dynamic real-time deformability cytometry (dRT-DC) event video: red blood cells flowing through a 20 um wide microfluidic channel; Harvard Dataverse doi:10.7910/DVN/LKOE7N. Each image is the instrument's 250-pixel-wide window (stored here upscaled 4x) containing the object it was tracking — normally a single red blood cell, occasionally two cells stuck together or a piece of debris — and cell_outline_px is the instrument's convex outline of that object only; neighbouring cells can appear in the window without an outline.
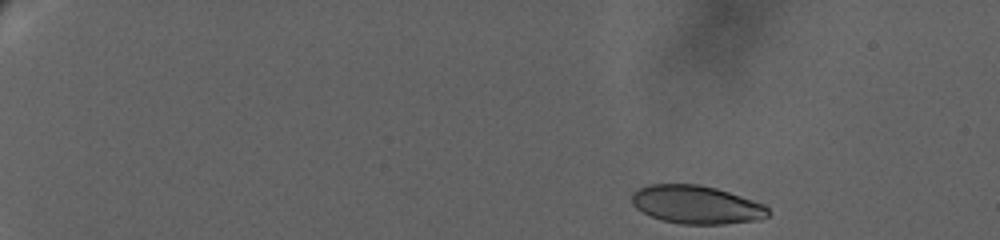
{"species": "human", "species_latin": "Homo sapiens", "temperature_condition": "warm", "stored_images_in_passage": 51, "camera_frame_rate_fps": 3000, "um_per_image_px": 0.085, "donor": {"sex": "female"}, "frame": {"image": 1, "passage_image": 1, "time_ms": 0.0, "image_size_px": [1000, 240], "cell_outline_px": [[768, 216], [760, 220], [724, 224], [680, 224], [660, 220], [636, 208], [632, 204], [632, 192], [648, 184], [700, 184], [716, 188], [764, 204], [768, 208]], "centroid_in_image_um": [59.18, 17.4], "position_along_channel_um": 25.8, "area_um2": 30.4}}
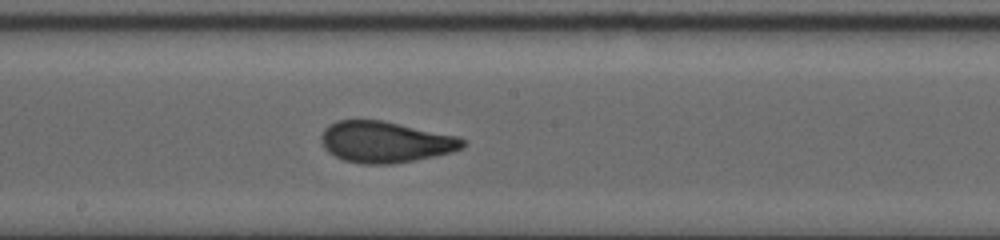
{"frame": {"image": 2, "passage_image": 27, "time_ms": 11.667, "image_size_px": [1000, 240], "cell_outline_px": [[464, 148], [452, 152], [436, 156], [392, 164], [364, 164], [344, 160], [328, 152], [324, 148], [320, 140], [320, 136], [324, 128], [336, 120], [380, 120], [460, 136], [464, 140]], "centroid_in_image_um": [32.75, 12.07], "position_along_channel_um": 215.4, "area_um2": 34.1}}
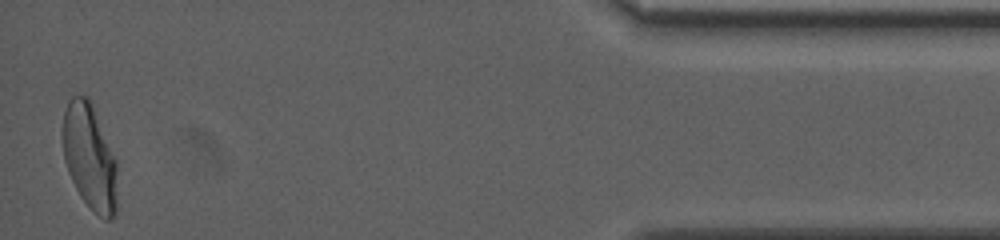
{"frame": {"image": 3, "passage_image": 51, "time_ms": 21.0, "image_size_px": [1000, 240], "cell_outline_px": [[116, 212], [112, 220], [104, 220], [92, 212], [80, 196], [68, 172], [64, 160], [60, 136], [64, 112], [68, 100], [72, 96], [88, 96], [92, 100], [116, 160]], "centroid_in_image_um": [7.59, 13.32], "position_along_channel_um": 427.6, "area_um2": 34.45}, "authors_computed_cell_mechanics": {"area_um2": 33.1194, "velocity_mm_per_s": 2.9102, "shape_relaxation_time_tau1_ms": 7.3905, "shape_relaxation_time_tau2_ms": 1.157, "deformation_change_tau1": 0.2154, "deformation_change_tau2": 0.0725}}